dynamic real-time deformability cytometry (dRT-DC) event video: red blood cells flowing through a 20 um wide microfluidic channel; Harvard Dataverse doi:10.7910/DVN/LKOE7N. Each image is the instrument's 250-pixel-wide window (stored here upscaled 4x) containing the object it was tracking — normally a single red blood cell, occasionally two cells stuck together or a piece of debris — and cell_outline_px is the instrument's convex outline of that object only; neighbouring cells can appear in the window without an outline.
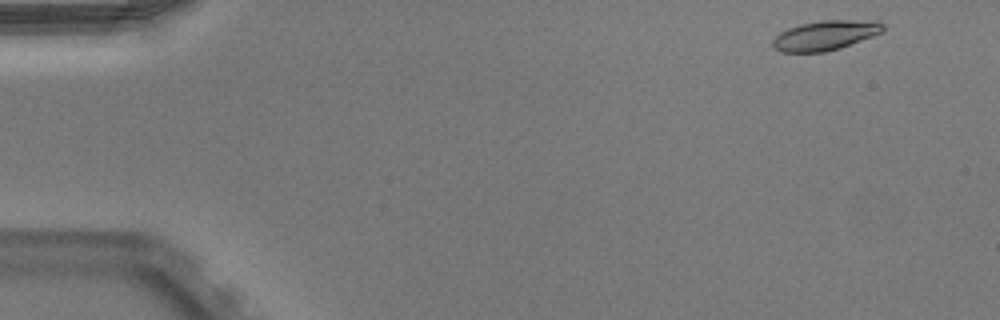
{"species": "Egyptian fruit bat (a non-hibernating species)", "species_latin": "Rousettus aegyptiacus", "temperature_condition": "warm", "stored_images_in_passage": 48, "camera_frame_rate_fps": 3000, "um_per_image_px": 0.085, "animal": {"sex": "male"}, "frame": {"image": 1, "passage_image": 1, "time_ms": 0.0, "image_size_px": [1000, 320], "cell_outline_px": [[884, 28], [880, 32], [872, 36], [840, 48], [824, 52], [780, 52], [772, 48], [772, 40], [780, 32], [788, 28], [800, 24], [820, 20], [880, 20], [884, 24]], "centroid_in_image_um": [70.13, 3.0], "position_along_channel_um": 14.9, "area_um2": 19.19}}
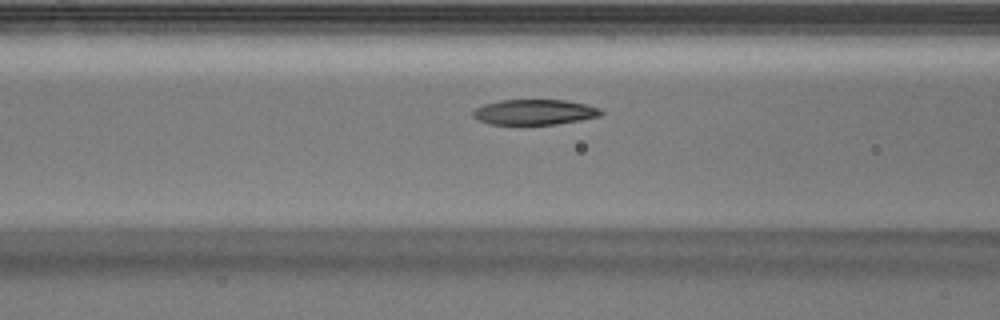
{"frame": {"image": 2, "passage_image": 18, "time_ms": 5.667, "image_size_px": [1000, 320], "cell_outline_px": [[604, 112], [600, 116], [556, 124], [488, 124], [472, 116], [472, 112], [476, 108], [484, 104], [500, 100], [564, 100], [584, 104], [600, 108]], "centroid_in_image_um": [45.42, 9.52], "position_along_channel_um": 121.2, "area_um2": 18.73}}
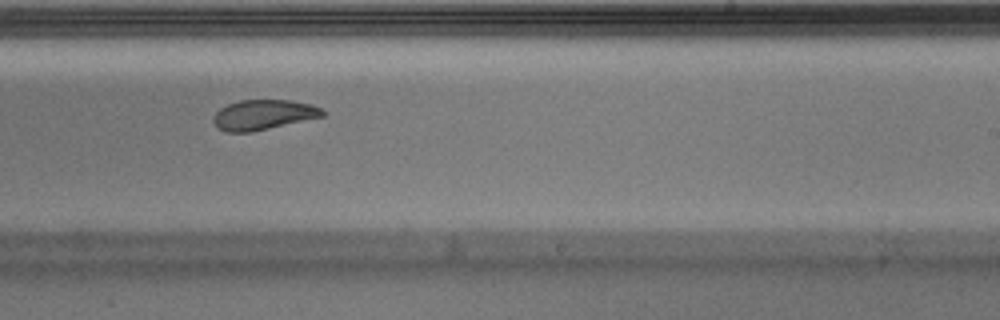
{"frame": {"image": 3, "passage_image": 29, "time_ms": 9.333, "image_size_px": [1000, 320], "cell_outline_px": [[324, 116], [252, 132], [228, 132], [220, 128], [212, 120], [212, 116], [220, 108], [228, 104], [240, 100], [292, 100], [312, 104], [320, 108], [324, 112]], "centroid_in_image_um": [22.38, 9.74], "position_along_channel_um": 266.6, "area_um2": 19.02}, "authors_computed_cell_mechanics": {"area_um2": 19.5942, "velocity_mm_per_s": 3.9695, "shape_relaxation_time_tau1_ms": 8.084, "shape_relaxation_time_tau2_ms": 2.8818, "deformation_change_tau1": 0.2565, "deformation_change_tau2": 0.0808}}